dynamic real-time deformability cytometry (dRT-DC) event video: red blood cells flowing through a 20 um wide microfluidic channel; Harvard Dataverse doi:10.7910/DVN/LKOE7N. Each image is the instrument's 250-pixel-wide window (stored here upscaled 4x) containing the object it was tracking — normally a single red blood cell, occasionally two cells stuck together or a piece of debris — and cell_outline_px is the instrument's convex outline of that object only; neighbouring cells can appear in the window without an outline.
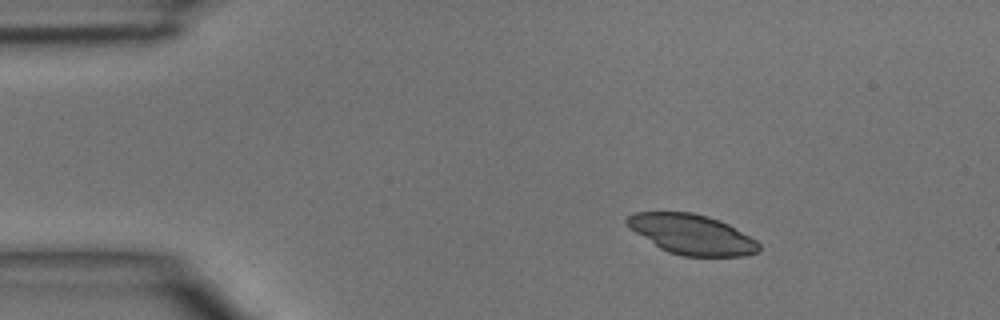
{"species": "common noctule bat (a hibernating species)", "species_latin": "Nyctalus noctula", "temperature_condition": "room temperature", "stored_images_in_passage": 39, "camera_frame_rate_fps": 3000, "um_per_image_px": 0.085, "animal": {"sex": "male", "body_mass_g": 15.6}, "frame": {"image": 1, "passage_image": 1, "time_ms": 0.0, "image_size_px": [1000, 320], "cell_outline_px": [[760, 248], [756, 252], [744, 256], [684, 256], [668, 252], [660, 248], [636, 232], [624, 220], [632, 212], [692, 212], [708, 216], [720, 220], [728, 224], [756, 240], [760, 244]], "centroid_in_image_um": [58.81, 19.91], "position_along_channel_um": 26.2, "area_um2": 30.46}}